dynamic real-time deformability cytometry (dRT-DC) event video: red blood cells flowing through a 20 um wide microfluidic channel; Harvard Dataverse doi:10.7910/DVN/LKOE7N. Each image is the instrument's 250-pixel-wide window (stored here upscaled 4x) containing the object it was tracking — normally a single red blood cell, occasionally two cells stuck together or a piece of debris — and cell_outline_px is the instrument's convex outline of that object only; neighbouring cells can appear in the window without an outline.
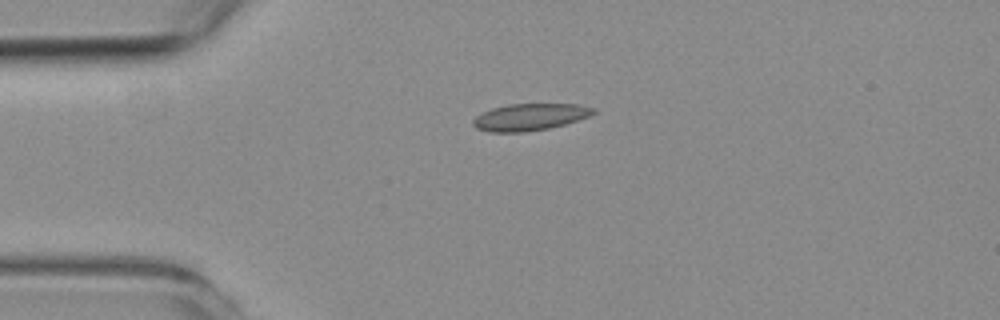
{"species": "common noctule bat (a hibernating species)", "species_latin": "Nyctalus noctula", "temperature_condition": "room temperature", "stored_images_in_passage": 43, "camera_frame_rate_fps": 3000, "um_per_image_px": 0.085, "animal": {"sex": "female", "body_mass_g": 19.3, "forearm_length_mm": 54.1}, "frame": {"image": 1, "passage_image": 1, "time_ms": 0.0, "image_size_px": [1000, 320], "cell_outline_px": [[596, 112], [588, 116], [564, 124], [548, 128], [524, 132], [488, 132], [476, 128], [472, 124], [472, 120], [476, 116], [492, 108], [508, 104], [576, 104], [596, 108]], "centroid_in_image_um": [45.01, 9.94], "position_along_channel_um": 40.0, "area_um2": 18.73}}
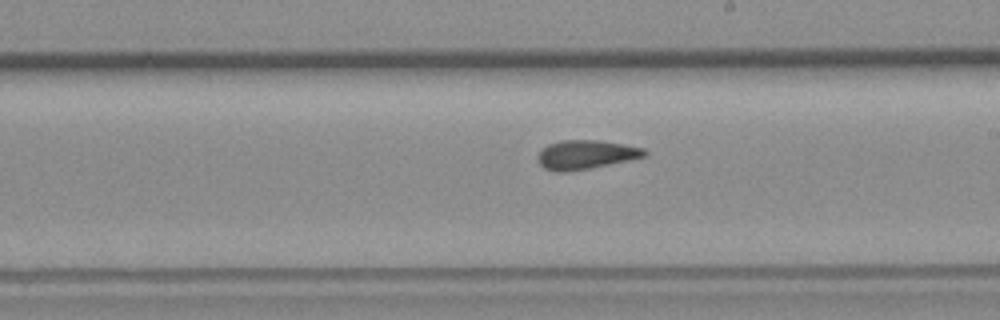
{"frame": {"image": 2, "passage_image": 19, "time_ms": 6.0, "image_size_px": [1000, 320], "cell_outline_px": [[648, 156], [588, 168], [564, 172], [556, 172], [544, 168], [540, 164], [536, 156], [548, 144], [560, 140], [600, 140], [624, 144], [644, 148], [648, 152]], "centroid_in_image_um": [49.8, 13.13], "position_along_channel_um": 239.2, "area_um2": 17.98}}
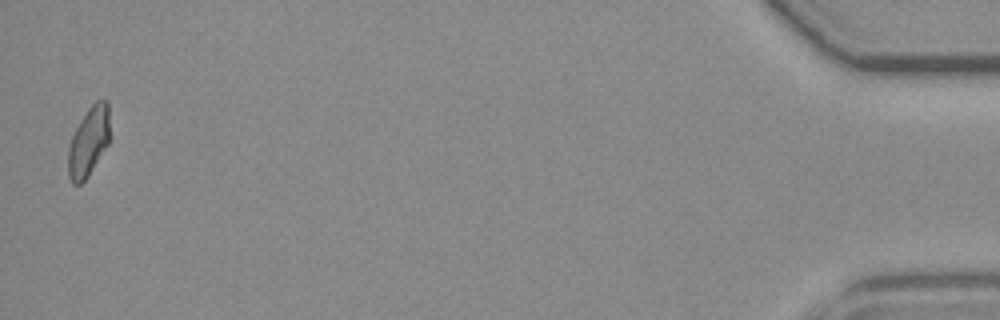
{"frame": {"image": 3, "passage_image": 42, "time_ms": 13.667, "image_size_px": [1000, 320], "cell_outline_px": [[108, 144], [88, 176], [80, 184], [72, 184], [68, 176], [68, 148], [72, 136], [80, 120], [88, 108], [96, 100], [108, 100]], "centroid_in_image_um": [7.51, 12.05], "position_along_channel_um": 427.7, "area_um2": 16.59}, "authors_computed_cell_mechanics": {"area_um2": 17.6868, "velocity_mm_per_s": 3.7569, "shape_relaxation_time_tau1_ms": null, "shape_relaxation_time_tau2_ms": 1.6284, "deformation_change_tau1": null, "deformation_change_tau2": 0.0791}}